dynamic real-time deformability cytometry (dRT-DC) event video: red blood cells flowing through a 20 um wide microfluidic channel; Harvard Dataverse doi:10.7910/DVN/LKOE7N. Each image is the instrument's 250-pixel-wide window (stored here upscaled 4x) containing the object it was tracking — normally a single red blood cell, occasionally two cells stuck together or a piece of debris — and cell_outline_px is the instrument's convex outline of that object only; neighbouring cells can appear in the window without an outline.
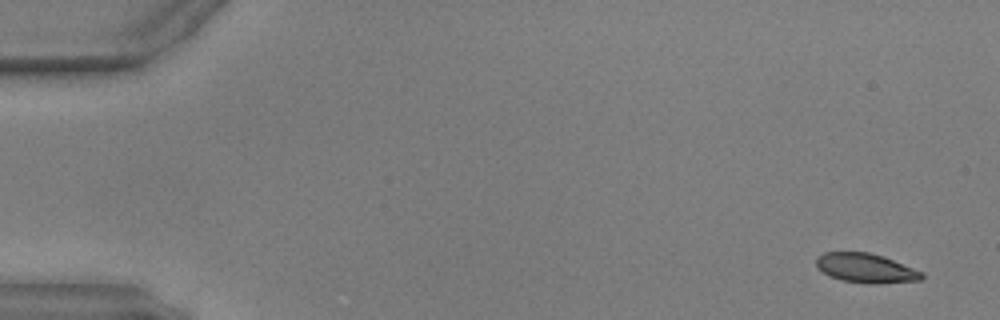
{"species": "common noctule bat (a hibernating species)", "species_latin": "Nyctalus noctula", "temperature_condition": "warm", "stored_images_in_passage": 8, "camera_frame_rate_fps": 3000, "um_per_image_px": 0.085, "animal": {"sex": "male", "body_mass_g": 17.9, "forearm_length_mm": 54.2}, "frame": {"image": 1, "passage_image": 1, "time_ms": 0.0, "image_size_px": [1000, 320], "cell_outline_px": [[920, 276], [900, 280], [852, 280], [836, 276], [828, 272], [824, 268], [840, 252], [856, 252], [876, 256], [888, 260]], "centroid_in_image_um": [73.65, 22.77], "position_along_channel_um": 11.4, "area_um2": 12.83}}